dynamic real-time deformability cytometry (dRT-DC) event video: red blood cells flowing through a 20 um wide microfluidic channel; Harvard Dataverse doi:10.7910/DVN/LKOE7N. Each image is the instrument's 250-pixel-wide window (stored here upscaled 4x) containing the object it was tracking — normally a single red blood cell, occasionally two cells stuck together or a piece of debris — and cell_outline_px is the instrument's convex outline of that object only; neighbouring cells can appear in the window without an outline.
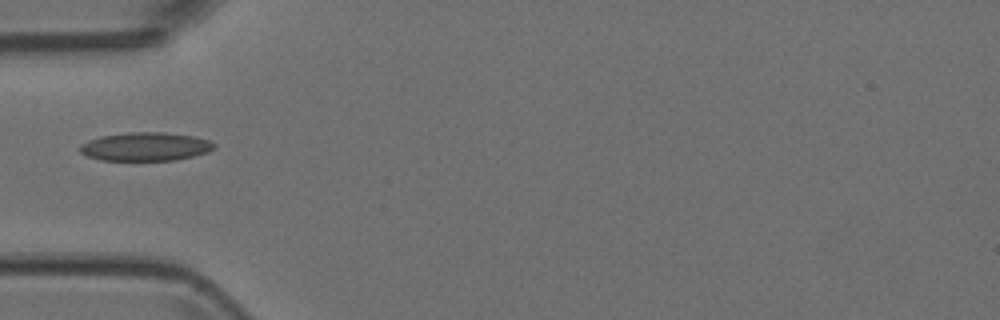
{"species": "Egyptian fruit bat (a non-hibernating species)", "species_latin": "Rousettus aegyptiacus", "temperature_condition": "room temperature", "stored_images_in_passage": 4, "camera_frame_rate_fps": 3000, "um_per_image_px": 0.085, "animal": {"sex": "female"}, "frame": {"image": 1, "passage_image": 3, "time_ms": 0.667, "image_size_px": [1000, 320], "cell_outline_px": [[216, 148], [208, 152], [176, 160], [100, 160], [88, 156], [80, 152], [80, 144], [88, 140], [100, 136], [128, 132], [164, 132], [192, 136], [208, 140], [216, 144]], "centroid_in_image_um": [12.36, 12.46], "position_along_channel_um": 72.6, "area_um2": 22.31}}
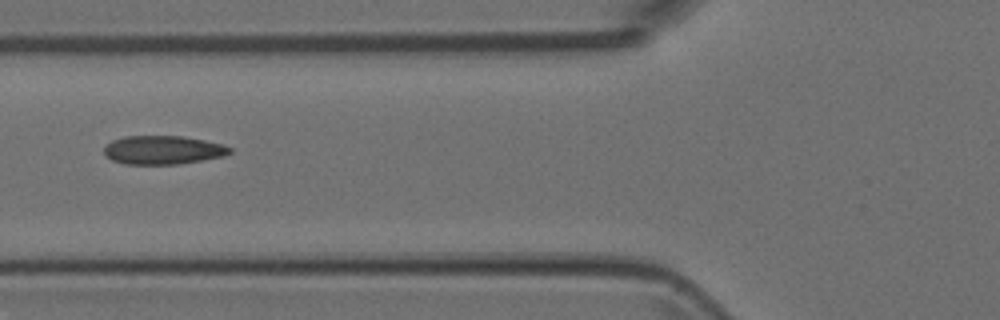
{"frame": {"image": 2, "passage_image": 4, "time_ms": 1.0, "image_size_px": [1000, 320], "cell_outline_px": [[232, 152], [224, 156], [180, 164], [124, 164], [112, 160], [104, 156], [104, 148], [112, 140], [124, 136], [180, 136], [204, 140], [224, 144], [232, 148]], "centroid_in_image_um": [13.85, 12.75], "position_along_channel_um": 111.9, "area_um2": 21.1}}